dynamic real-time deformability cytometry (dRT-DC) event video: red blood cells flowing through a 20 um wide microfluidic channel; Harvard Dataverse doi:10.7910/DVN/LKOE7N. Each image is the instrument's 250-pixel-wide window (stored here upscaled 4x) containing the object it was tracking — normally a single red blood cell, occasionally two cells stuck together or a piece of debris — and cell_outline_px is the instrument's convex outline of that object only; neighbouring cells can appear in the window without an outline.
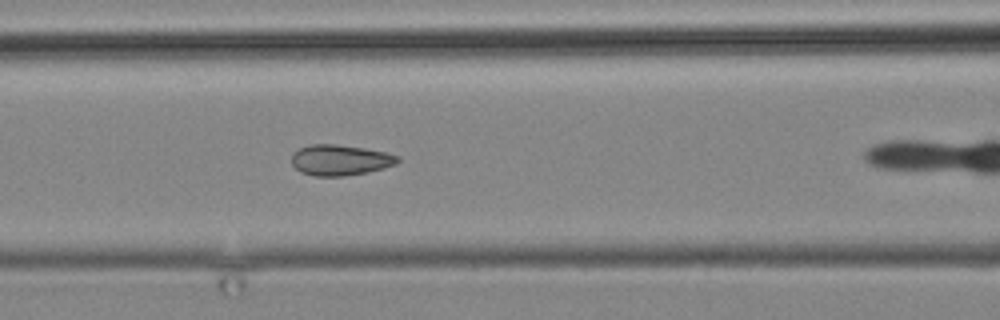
{"species": "common noctule bat (a hibernating species)", "species_latin": "Nyctalus noctula", "temperature_condition": "cold", "stored_images_in_passage": 10, "camera_frame_rate_fps": 3000, "um_per_image_px": 0.085, "animal": {"sex": "male", "body_mass_g": 19.2, "forearm_length_mm": 51.8}, "frame": {"image": 1, "passage_image": 9, "time_ms": 10.0, "image_size_px": [1000, 320], "cell_outline_px": [[400, 160], [396, 164], [384, 168], [368, 172], [344, 176], [316, 176], [300, 172], [292, 164], [292, 152], [308, 144], [336, 144], [364, 148], [384, 152], [400, 156]], "centroid_in_image_um": [28.91, 13.6], "position_along_channel_um": 137.7, "area_um2": 19.07}}